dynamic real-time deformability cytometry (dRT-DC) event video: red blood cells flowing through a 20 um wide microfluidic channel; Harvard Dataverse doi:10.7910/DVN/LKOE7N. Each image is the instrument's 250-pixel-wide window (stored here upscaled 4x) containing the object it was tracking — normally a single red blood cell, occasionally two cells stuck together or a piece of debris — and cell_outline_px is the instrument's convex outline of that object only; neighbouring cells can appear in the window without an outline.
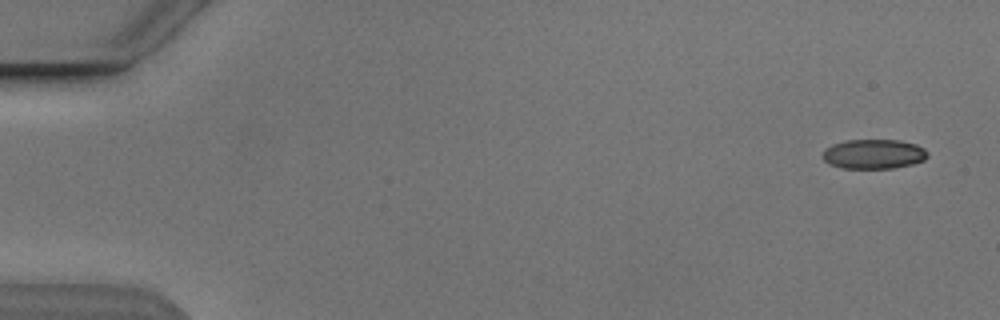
{"species": "Egyptian fruit bat (a non-hibernating species)", "species_latin": "Rousettus aegyptiacus", "temperature_condition": "cold", "stored_images_in_passage": 52, "camera_frame_rate_fps": 3000, "um_per_image_px": 0.085, "animal": {"sex": "male"}, "frame": {"image": 1, "passage_image": 1, "time_ms": 0.0, "image_size_px": [1000, 320], "cell_outline_px": [[928, 156], [924, 160], [912, 164], [892, 168], [840, 168], [824, 160], [824, 152], [832, 144], [848, 140], [900, 140], [916, 144], [924, 148], [928, 152]], "centroid_in_image_um": [74.32, 13.09], "position_along_channel_um": 10.7, "area_um2": 17.92}}
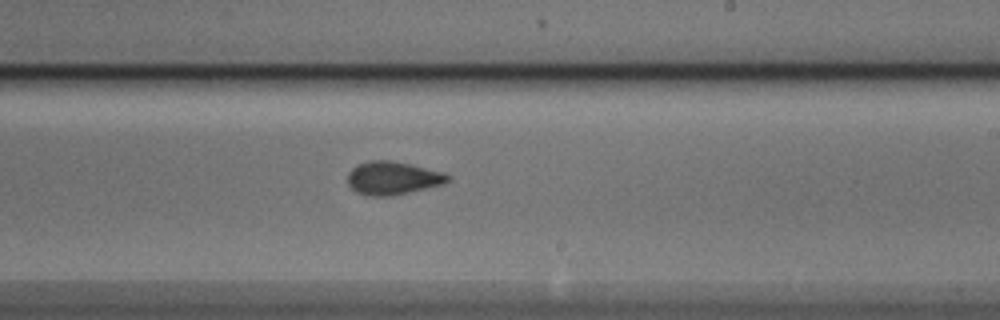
{"frame": {"image": 2, "passage_image": 31, "time_ms": 10.0, "image_size_px": [1000, 320], "cell_outline_px": [[452, 176], [444, 184], [392, 196], [368, 196], [356, 192], [348, 184], [348, 172], [352, 168], [368, 160], [392, 160], [412, 164], [444, 172]], "centroid_in_image_um": [33.4, 15.13], "position_along_channel_um": 255.6, "area_um2": 19.54}}
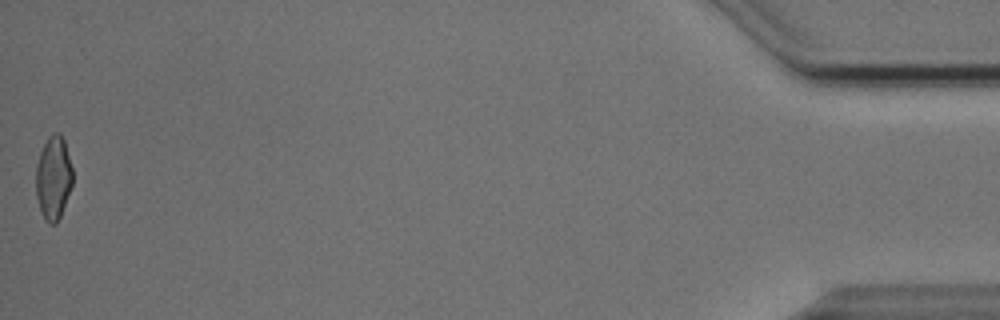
{"frame": {"image": 3, "passage_image": 52, "time_ms": 17.0, "image_size_px": [1000, 320], "cell_outline_px": [[72, 184], [60, 216], [56, 224], [48, 224], [44, 220], [36, 196], [36, 164], [40, 152], [48, 136], [52, 132], [60, 132], [64, 140], [72, 168]], "centroid_in_image_um": [4.52, 15.1], "position_along_channel_um": 430.7, "area_um2": 17.86}, "authors_computed_cell_mechanics": {"area_um2": 18.785, "velocity_mm_per_s": 3.8517, "shape_relaxation_time_tau1_ms": 6.1299, "shape_relaxation_time_tau2_ms": 1.4578, "deformation_change_tau1": 0.1433, "deformation_change_tau2": 0.067}}